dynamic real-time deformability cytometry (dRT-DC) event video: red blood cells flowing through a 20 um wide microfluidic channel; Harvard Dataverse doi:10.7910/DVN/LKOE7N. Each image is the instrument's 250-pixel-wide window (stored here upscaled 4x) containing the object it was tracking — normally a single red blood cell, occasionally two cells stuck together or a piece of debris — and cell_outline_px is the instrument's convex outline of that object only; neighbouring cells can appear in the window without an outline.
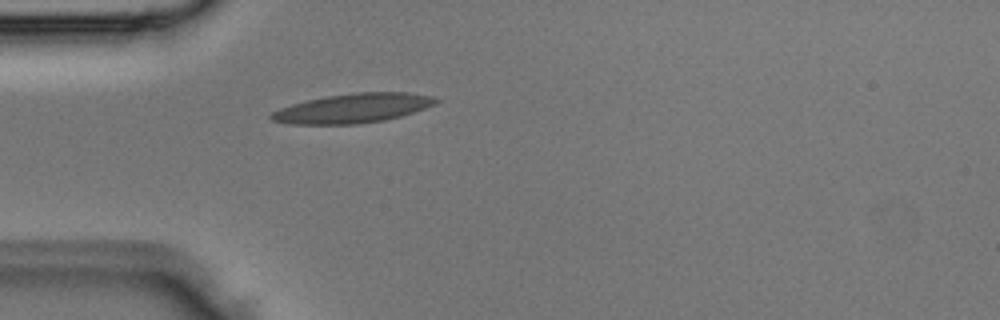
{"species": "Egyptian fruit bat (a non-hibernating species)", "species_latin": "Rousettus aegyptiacus", "temperature_condition": "room temperature", "stored_images_in_passage": 1, "camera_frame_rate_fps": 3000, "um_per_image_px": 0.085, "animal": {"sex": "male"}, "frame": {"image": 1, "passage_image": 1, "time_ms": 0.0, "image_size_px": [1000, 320], "cell_outline_px": [[440, 100], [436, 104], [400, 116], [384, 120], [356, 124], [288, 124], [272, 120], [268, 116], [272, 112], [280, 108], [292, 104], [308, 100], [328, 96], [360, 92], [404, 92], [432, 96]], "centroid_in_image_um": [29.98, 9.2], "position_along_channel_um": 55.0, "area_um2": 27.86}}